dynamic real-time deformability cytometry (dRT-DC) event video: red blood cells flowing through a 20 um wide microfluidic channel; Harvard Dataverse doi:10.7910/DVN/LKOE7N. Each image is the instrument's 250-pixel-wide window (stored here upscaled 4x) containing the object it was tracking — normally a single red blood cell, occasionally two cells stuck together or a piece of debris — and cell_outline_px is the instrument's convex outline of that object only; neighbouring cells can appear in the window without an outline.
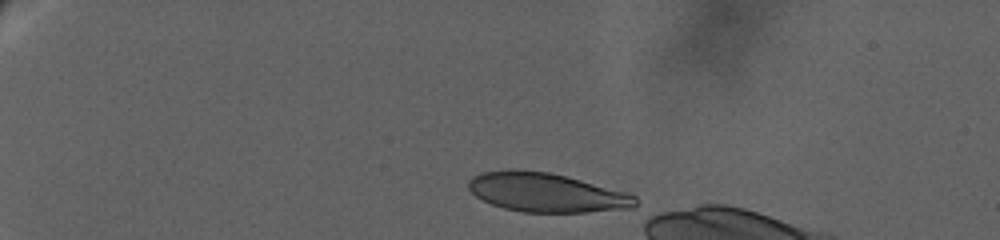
{"species": "human", "species_latin": "Homo sapiens", "temperature_condition": "warm", "stored_images_in_passage": 12, "segment_of_instrument_passage": [1, 2], "camera_frame_rate_fps": 3000, "um_per_image_px": 0.085, "donor": {"sex": "female"}, "frame": {"image": 1, "passage_image": 1, "time_ms": 0.0, "image_size_px": [1000, 240], "cell_outline_px": [[636, 212], [524, 212], [504, 208], [492, 204], [476, 196], [468, 188], [468, 180], [472, 176], [480, 172], [548, 172], [628, 192], [636, 196]], "centroid_in_image_um": [46.62, 16.43], "position_along_channel_um": 38.4, "area_um2": 37.86}}
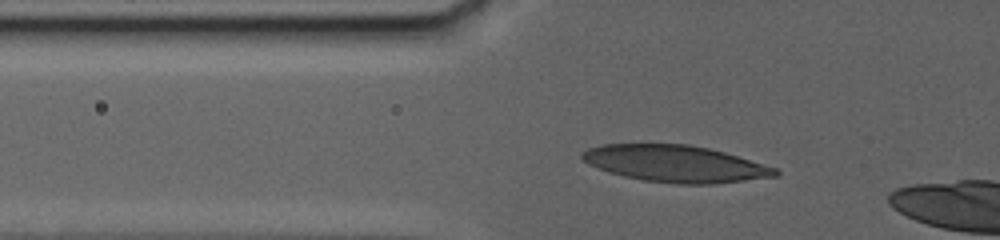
{"frame": {"image": 2, "passage_image": 10, "time_ms": 3.667, "image_size_px": [1000, 240], "cell_outline_px": [[780, 176], [712, 184], [676, 184], [644, 180], [624, 176], [608, 172], [588, 164], [580, 156], [580, 152], [588, 148], [600, 144], [688, 144], [708, 148], [724, 152], [776, 168], [780, 172]], "centroid_in_image_um": [57.38, 13.91], "position_along_channel_um": 68.4, "area_um2": 41.38}}